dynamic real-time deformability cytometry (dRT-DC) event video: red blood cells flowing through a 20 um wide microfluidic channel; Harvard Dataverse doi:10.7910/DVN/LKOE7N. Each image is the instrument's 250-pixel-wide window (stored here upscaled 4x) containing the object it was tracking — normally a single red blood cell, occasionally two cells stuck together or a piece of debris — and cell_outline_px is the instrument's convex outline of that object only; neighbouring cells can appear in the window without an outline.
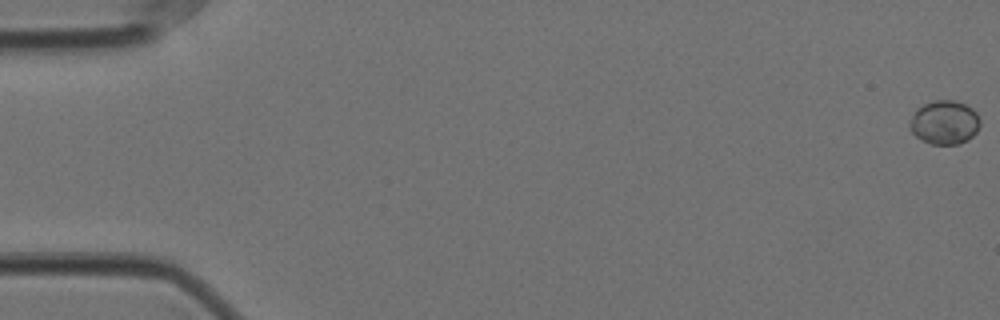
{"species": "Egyptian fruit bat (a non-hibernating species)", "species_latin": "Rousettus aegyptiacus", "temperature_condition": "cold", "stored_images_in_passage": 58, "camera_frame_rate_fps": 3000, "um_per_image_px": 0.085, "animal": {"sex": "female"}, "frame": {"image": 1, "passage_image": 1, "time_ms": 0.0, "image_size_px": [1000, 320], "cell_outline_px": [[980, 124], [976, 132], [968, 140], [956, 144], [932, 144], [916, 136], [912, 132], [908, 124], [912, 112], [916, 108], [932, 100], [956, 100], [972, 108], [976, 112], [980, 120]], "centroid_in_image_um": [80.26, 10.38], "position_along_channel_um": 4.7, "area_um2": 18.09}}
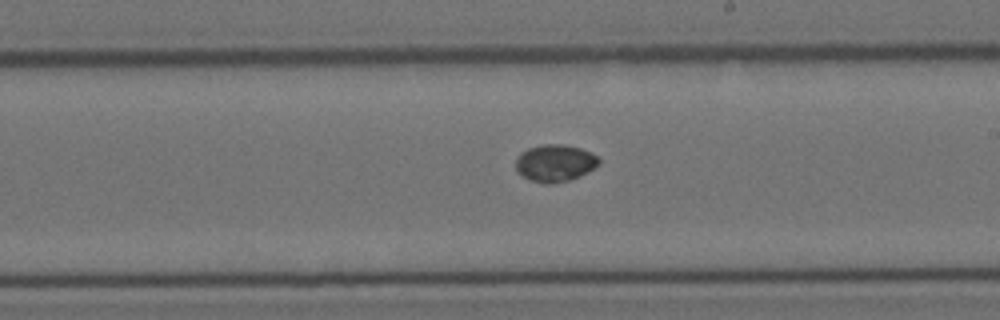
{"frame": {"image": 2, "passage_image": 34, "time_ms": 11.0, "image_size_px": [1000, 320], "cell_outline_px": [[600, 164], [588, 172], [580, 176], [568, 180], [552, 184], [544, 184], [528, 180], [516, 172], [516, 156], [520, 152], [528, 148], [544, 144], [564, 144], [580, 148], [596, 156], [600, 160]], "centroid_in_image_um": [47.13, 13.87], "position_along_channel_um": 241.9, "area_um2": 18.21}}
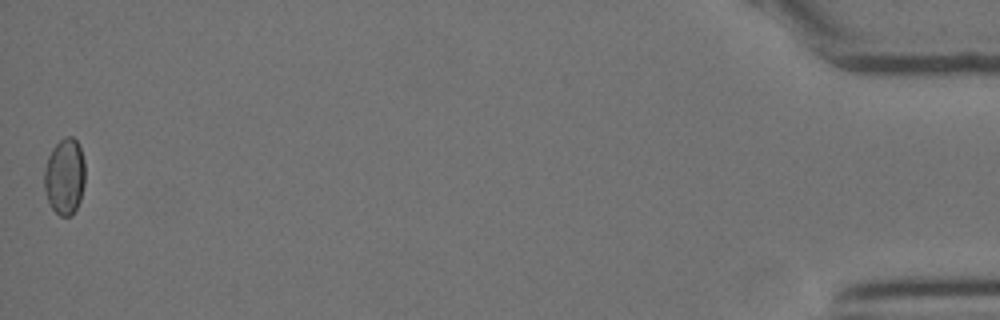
{"frame": {"image": 3, "passage_image": 58, "time_ms": 19.0, "image_size_px": [1000, 320], "cell_outline_px": [[84, 184], [80, 200], [72, 216], [60, 216], [52, 208], [48, 200], [44, 188], [44, 168], [48, 156], [52, 148], [64, 136], [72, 136], [76, 140], [80, 148], [84, 160]], "centroid_in_image_um": [5.49, 14.99], "position_along_channel_um": 429.7, "area_um2": 18.21}}